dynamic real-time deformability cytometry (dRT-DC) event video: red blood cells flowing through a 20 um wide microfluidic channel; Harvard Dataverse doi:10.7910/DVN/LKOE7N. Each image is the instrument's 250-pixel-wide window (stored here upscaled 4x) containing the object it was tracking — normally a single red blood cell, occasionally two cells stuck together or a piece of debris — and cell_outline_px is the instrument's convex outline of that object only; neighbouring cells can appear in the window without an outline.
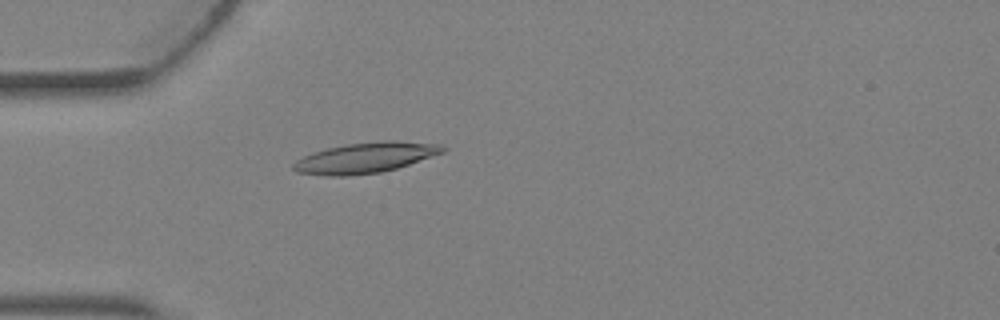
{"species": "Egyptian fruit bat (a non-hibernating species)", "species_latin": "Rousettus aegyptiacus", "temperature_condition": "warm", "stored_images_in_passage": 1, "camera_frame_rate_fps": 3000, "um_per_image_px": 0.085, "animal": {"sex": "female"}, "frame": {"image": 1, "passage_image": 1, "time_ms": 0.0, "image_size_px": [1000, 320], "cell_outline_px": [[448, 148], [444, 152], [396, 168], [380, 172], [344, 176], [332, 176], [296, 172], [292, 168], [292, 164], [296, 160], [312, 152], [344, 144], [380, 140], [392, 140], [440, 144]], "centroid_in_image_um": [31.05, 13.39], "position_along_channel_um": 54.0, "area_um2": 26.47}}